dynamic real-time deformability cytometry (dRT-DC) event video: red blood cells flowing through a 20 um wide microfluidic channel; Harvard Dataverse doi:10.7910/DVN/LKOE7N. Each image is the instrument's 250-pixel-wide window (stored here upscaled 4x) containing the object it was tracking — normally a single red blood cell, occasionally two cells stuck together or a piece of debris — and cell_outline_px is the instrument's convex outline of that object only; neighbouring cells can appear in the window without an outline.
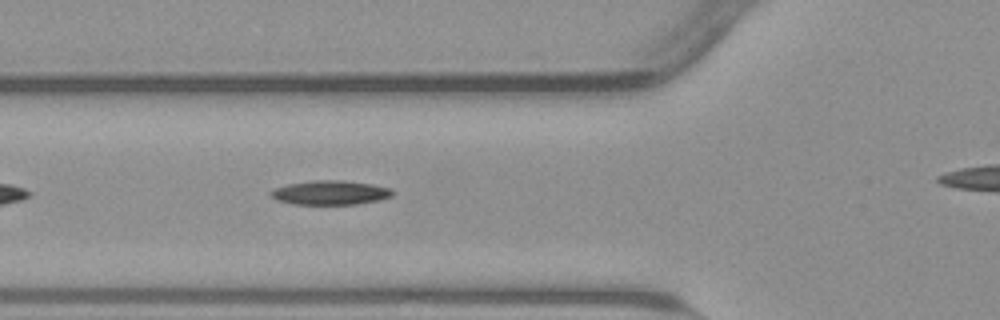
{"species": "common noctule bat (a hibernating species)", "species_latin": "Nyctalus noctula", "temperature_condition": "warm", "stored_images_in_passage": 33, "camera_frame_rate_fps": 3000, "um_per_image_px": 0.085, "animal": {"sex": "male", "body_mass_g": 23.1, "forearm_length_mm": 52.7}, "frame": {"image": 1, "passage_image": 6, "time_ms": 1.667, "image_size_px": [1000, 320], "cell_outline_px": [[396, 192], [392, 196], [380, 200], [356, 204], [292, 204], [276, 200], [268, 192], [272, 188], [288, 184], [312, 180], [344, 180], [372, 184], [392, 188]], "centroid_in_image_um": [28.08, 16.37], "position_along_channel_um": 97.7, "area_um2": 17.46}}
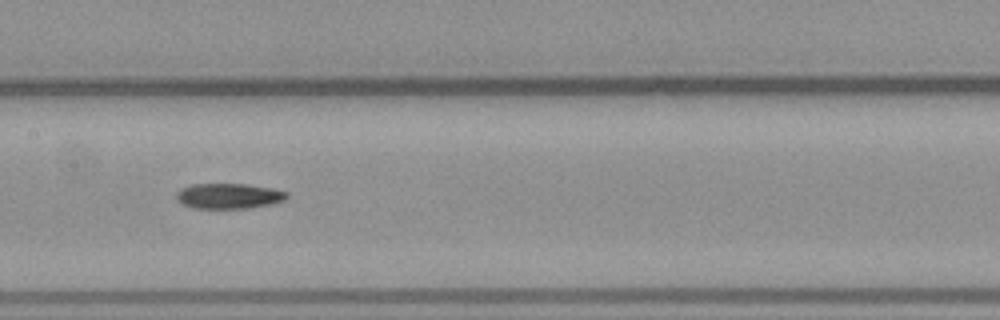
{"frame": {"image": 2, "passage_image": 13, "time_ms": 4.0, "image_size_px": [1000, 320], "cell_outline_px": [[288, 196], [284, 200], [268, 204], [248, 208], [192, 208], [176, 200], [176, 192], [180, 188], [192, 184], [244, 184], [272, 188], [288, 192]], "centroid_in_image_um": [19.4, 16.65], "position_along_channel_um": 188.0, "area_um2": 16.24}}
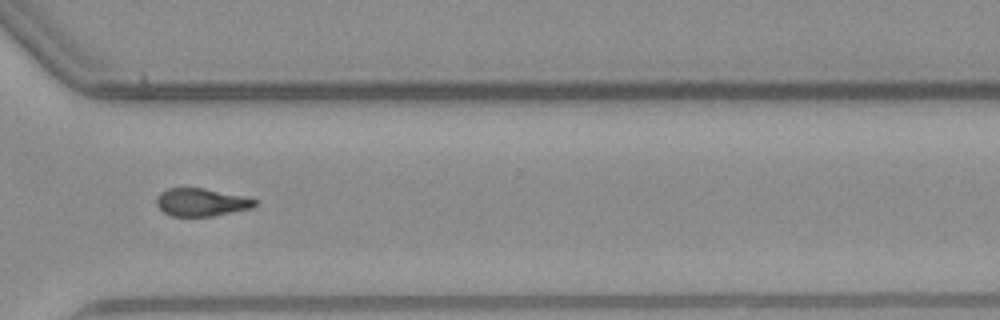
{"frame": {"image": 3, "passage_image": 26, "time_ms": 8.333, "image_size_px": [1000, 320], "cell_outline_px": [[256, 204], [252, 208], [212, 216], [172, 216], [164, 212], [156, 204], [156, 200], [160, 192], [168, 188], [204, 188], [244, 196], [256, 200]], "centroid_in_image_um": [17.1, 17.19], "position_along_channel_um": 353.5, "area_um2": 15.84}, "authors_computed_cell_mechanics": {"area_um2": 16.8776, "velocity_mm_per_s": 3.8294, "shape_relaxation_time_tau1_ms": 10.1402, "shape_relaxation_time_tau2_ms": null, "deformation_change_tau1": 0.2362, "deformation_change_tau2": null}}